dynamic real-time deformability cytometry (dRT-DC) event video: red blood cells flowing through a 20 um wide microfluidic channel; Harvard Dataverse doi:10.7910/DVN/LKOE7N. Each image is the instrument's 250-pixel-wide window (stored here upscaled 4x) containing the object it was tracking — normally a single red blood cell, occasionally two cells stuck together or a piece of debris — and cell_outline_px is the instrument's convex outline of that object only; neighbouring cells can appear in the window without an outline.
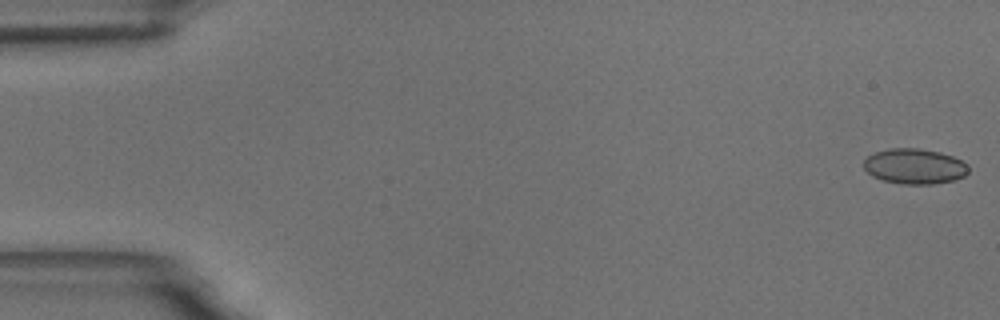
{"species": "common noctule bat (a hibernating species)", "species_latin": "Nyctalus noctula", "temperature_condition": "room temperature", "stored_images_in_passage": 8, "camera_frame_rate_fps": 3000, "um_per_image_px": 0.085, "animal": {"sex": "male", "body_mass_g": 18.8}, "frame": {"image": 1, "passage_image": 1, "time_ms": 0.0, "image_size_px": [1000, 320], "cell_outline_px": [[968, 172], [964, 176], [952, 180], [932, 184], [904, 184], [884, 180], [872, 176], [864, 168], [864, 160], [868, 156], [876, 152], [892, 148], [920, 148], [940, 152], [952, 156], [968, 164]], "centroid_in_image_um": [77.74, 14.13], "position_along_channel_um": 7.3, "area_um2": 21.39}}
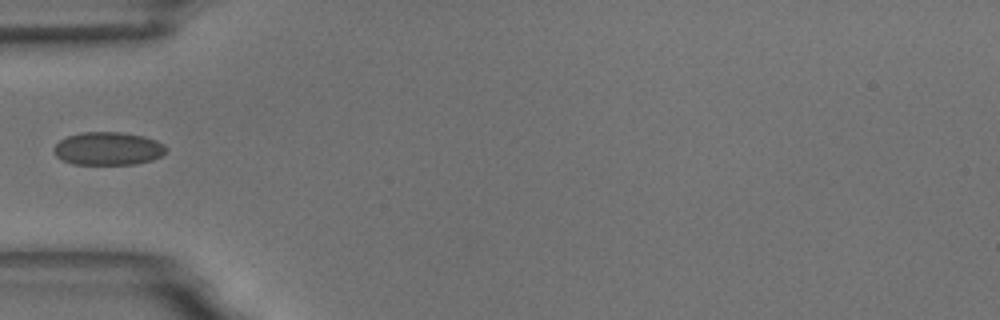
{"frame": {"image": 2, "passage_image": 6, "time_ms": 6.0, "image_size_px": [1000, 320], "cell_outline_px": [[168, 148], [160, 156], [152, 160], [136, 164], [72, 164], [56, 156], [52, 148], [60, 140], [68, 136], [80, 132], [120, 132], [144, 136], [156, 140], [164, 144]], "centroid_in_image_um": [9.19, 12.62], "position_along_channel_um": 75.8, "area_um2": 21.68}}
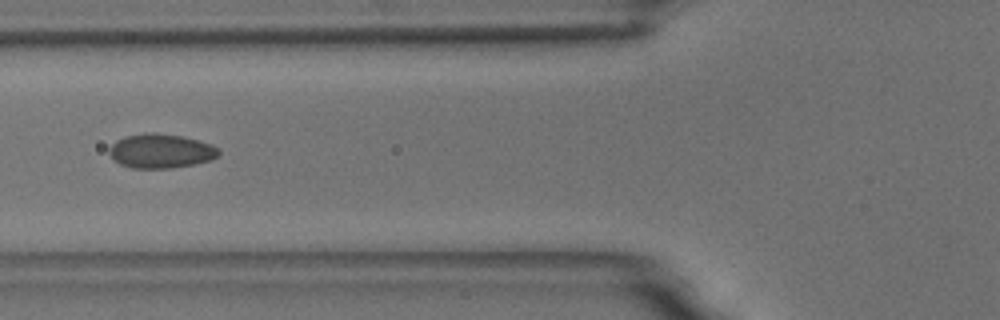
{"frame": {"image": 3, "passage_image": 7, "time_ms": 7.0, "image_size_px": [1000, 320], "cell_outline_px": [[220, 152], [212, 160], [196, 164], [172, 168], [132, 168], [120, 164], [108, 152], [108, 148], [116, 140], [124, 136], [144, 132], [156, 132], [180, 136], [212, 144], [220, 148]], "centroid_in_image_um": [13.67, 12.83], "position_along_channel_um": 112.1, "area_um2": 22.02}}